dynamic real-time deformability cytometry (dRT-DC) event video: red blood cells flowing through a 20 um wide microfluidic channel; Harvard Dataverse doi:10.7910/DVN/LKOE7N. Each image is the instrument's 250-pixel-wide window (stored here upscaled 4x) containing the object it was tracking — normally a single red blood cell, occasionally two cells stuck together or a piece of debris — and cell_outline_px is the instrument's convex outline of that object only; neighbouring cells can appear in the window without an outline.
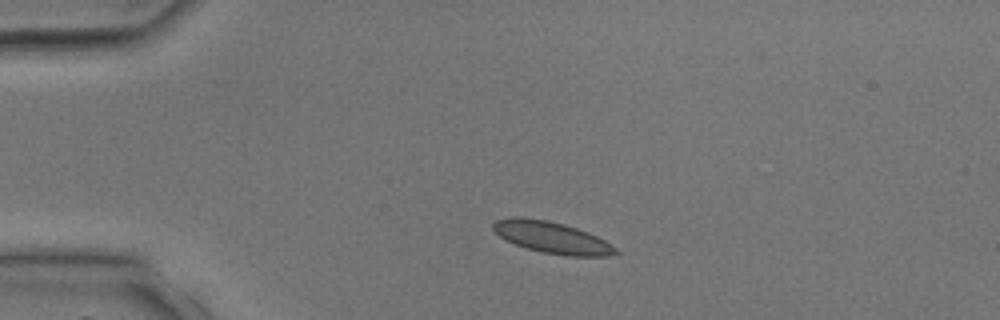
{"species": "common noctule bat (a hibernating species)", "species_latin": "Nyctalus noctula", "temperature_condition": "room temperature", "stored_images_in_passage": 2, "camera_frame_rate_fps": 3000, "um_per_image_px": 0.085, "animal": {"sex": "male", "body_mass_g": 17.9, "forearm_length_mm": 54.2}, "frame": {"image": 1, "passage_image": 2, "time_ms": 1.667, "image_size_px": [1000, 320], "cell_outline_px": [[620, 252], [604, 256], [568, 256], [544, 252], [528, 248], [516, 244], [500, 236], [492, 228], [492, 224], [496, 220], [512, 216], [524, 216], [548, 220], [564, 224], [588, 232], [604, 240], [616, 248]], "centroid_in_image_um": [46.89, 20.16], "position_along_channel_um": 38.1, "area_um2": 22.37}}